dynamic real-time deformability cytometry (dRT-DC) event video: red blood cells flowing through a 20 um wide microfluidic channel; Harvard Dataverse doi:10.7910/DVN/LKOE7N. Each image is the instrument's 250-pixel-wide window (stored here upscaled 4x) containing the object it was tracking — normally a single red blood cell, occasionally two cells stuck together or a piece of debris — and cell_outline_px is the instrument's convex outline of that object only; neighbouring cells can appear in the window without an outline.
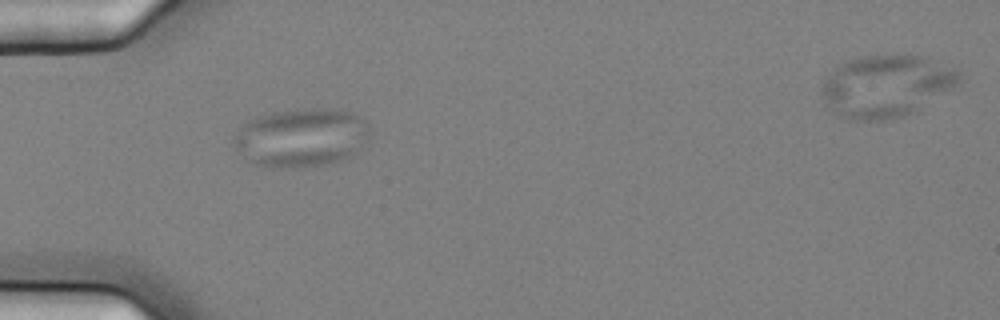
{"species": "common noctule bat (a hibernating species)", "species_latin": "Nyctalus noctula", "temperature_condition": "cold", "stored_images_in_passage": 34, "camera_frame_rate_fps": 3000, "um_per_image_px": 0.085, "animal": {"sex": "female", "body_mass_g": 25.1}, "frame": {"image": 1, "passage_image": 3, "time_ms": 0.667, "image_size_px": [1000, 320], "cell_outline_px": [[372, 132], [368, 140], [352, 156], [340, 160], [324, 164], [300, 168], [264, 168], [252, 164], [232, 144], [232, 136], [248, 120], [272, 112], [304, 108], [340, 108], [352, 112], [364, 120], [368, 124]], "centroid_in_image_um": [25.62, 11.69], "position_along_channel_um": 59.4, "area_um2": 47.34}}
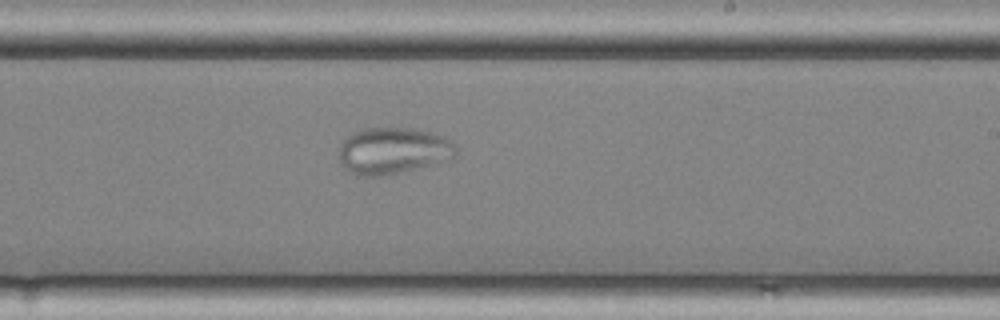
{"frame": {"image": 2, "passage_image": 20, "time_ms": 6.333, "image_size_px": [1000, 320], "cell_outline_px": [[456, 156], [428, 164], [380, 176], [356, 176], [344, 168], [340, 160], [340, 144], [352, 132], [364, 128], [416, 128], [436, 132], [452, 140], [456, 148]], "centroid_in_image_um": [33.39, 12.77], "position_along_channel_um": 255.6, "area_um2": 31.5}}
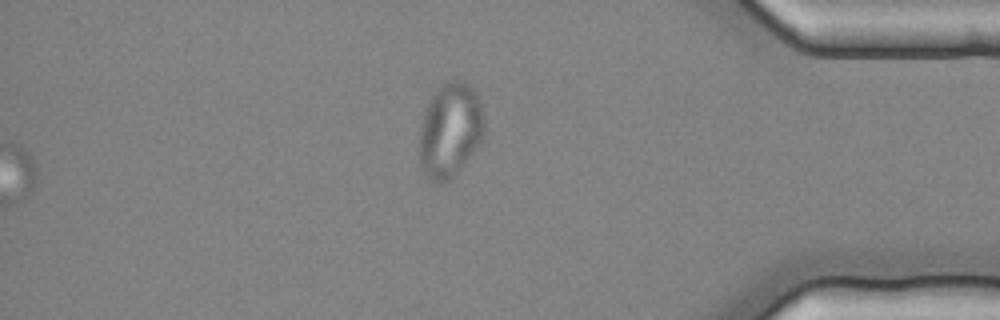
{"frame": {"image": 3, "passage_image": 34, "time_ms": 11.0, "image_size_px": [1000, 320], "cell_outline_px": [[484, 136], [456, 172], [444, 184], [436, 184], [424, 172], [420, 164], [420, 128], [424, 112], [432, 96], [444, 84], [452, 80], [464, 80], [476, 92], [484, 116]], "centroid_in_image_um": [38.26, 11.06], "position_along_channel_um": 396.9, "area_um2": 35.08}}